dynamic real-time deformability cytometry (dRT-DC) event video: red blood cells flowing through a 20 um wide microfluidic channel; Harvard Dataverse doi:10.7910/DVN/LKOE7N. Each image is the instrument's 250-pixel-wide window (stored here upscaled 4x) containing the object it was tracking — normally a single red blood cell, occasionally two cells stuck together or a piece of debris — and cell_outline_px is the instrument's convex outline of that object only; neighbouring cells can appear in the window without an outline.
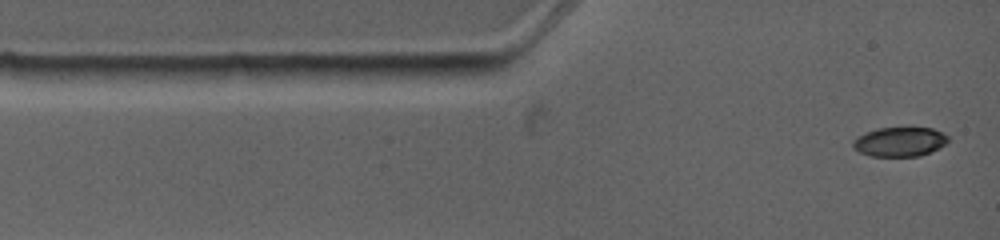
{"species": "common noctule bat (a hibernating species)", "species_latin": "Nyctalus noctula", "temperature_condition": "warm", "stored_images_in_passage": 5, "camera_frame_rate_fps": 4500, "um_per_image_px": 0.085, "animal": {"sex": "female", "body_mass_g": 19.0, "forearm_length_mm": 53.3}, "frame": {"image": 1, "passage_image": 1, "time_ms": 0.0, "image_size_px": [1000, 240], "cell_outline_px": [[948, 140], [944, 144], [920, 156], [872, 156], [860, 152], [852, 148], [852, 144], [856, 136], [876, 128], [908, 124], [932, 128], [944, 132], [948, 136]], "centroid_in_image_um": [76.46, 11.98], "position_along_channel_um": 8.5, "area_um2": 16.99}}
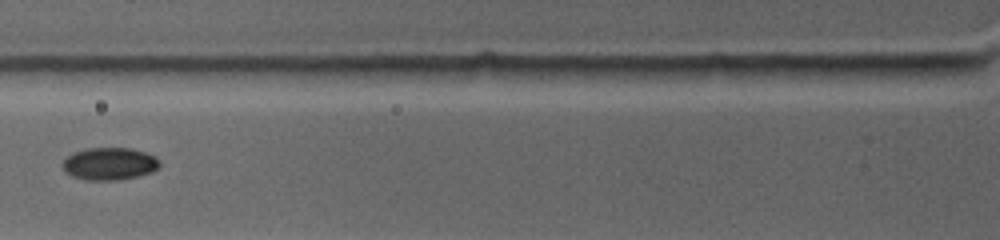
{"frame": {"image": 2, "passage_image": 4, "time_ms": 3.778, "image_size_px": [1000, 240], "cell_outline_px": [[160, 164], [152, 172], [136, 176], [116, 180], [88, 180], [72, 176], [64, 172], [64, 160], [72, 152], [88, 148], [132, 148], [156, 156]], "centroid_in_image_um": [9.3, 13.91], "position_along_channel_um": 116.5, "area_um2": 18.21}}
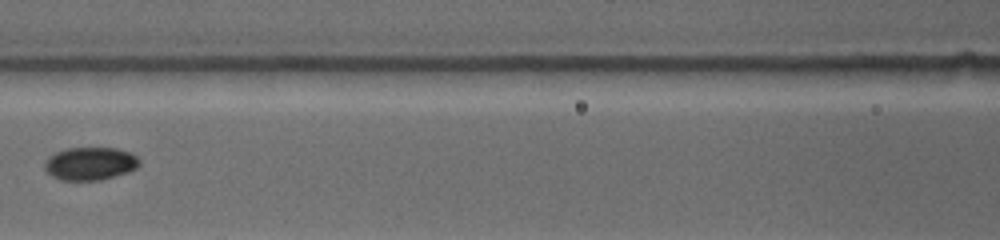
{"frame": {"image": 3, "passage_image": 5, "time_ms": 4.889, "image_size_px": [1000, 240], "cell_outline_px": [[140, 164], [136, 168], [128, 172], [100, 180], [60, 180], [52, 176], [44, 168], [44, 164], [48, 156], [64, 148], [116, 148], [132, 152], [140, 160]], "centroid_in_image_um": [7.67, 13.9], "position_along_channel_um": 158.9, "area_um2": 18.32}}